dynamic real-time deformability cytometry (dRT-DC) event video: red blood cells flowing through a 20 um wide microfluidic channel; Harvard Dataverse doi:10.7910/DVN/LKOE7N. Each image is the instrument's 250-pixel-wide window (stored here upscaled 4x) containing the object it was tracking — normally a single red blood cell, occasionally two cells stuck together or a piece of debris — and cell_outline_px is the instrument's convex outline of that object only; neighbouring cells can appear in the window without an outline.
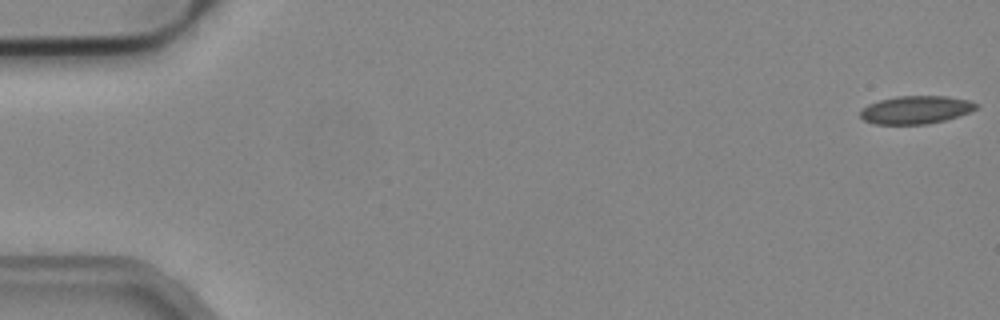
{"species": "common noctule bat (a hibernating species)", "species_latin": "Nyctalus noctula", "temperature_condition": "cold", "stored_images_in_passage": 33, "camera_frame_rate_fps": 3000, "um_per_image_px": 0.085, "animal": {"sex": "male", "body_mass_g": 19.2, "forearm_length_mm": 51.8}, "frame": {"image": 1, "passage_image": 1, "time_ms": 0.0, "image_size_px": [1000, 320], "cell_outline_px": [[980, 104], [976, 108], [968, 112], [944, 120], [928, 124], [872, 124], [864, 120], [860, 116], [860, 112], [868, 104], [880, 100], [896, 96], [948, 96], [968, 100]], "centroid_in_image_um": [77.83, 9.33], "position_along_channel_um": 7.2, "area_um2": 18.79}}
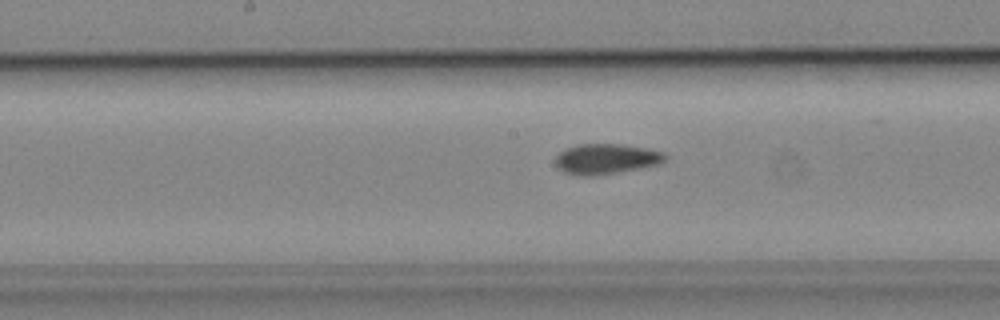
{"frame": {"image": 2, "passage_image": 27, "time_ms": 8.667, "image_size_px": [1000, 320], "cell_outline_px": [[668, 156], [664, 160], [656, 164], [616, 172], [592, 176], [584, 176], [564, 172], [556, 164], [556, 156], [564, 148], [576, 144], [620, 144], [648, 148], [664, 152]], "centroid_in_image_um": [51.49, 13.48], "position_along_channel_um": 196.7, "area_um2": 19.13}}
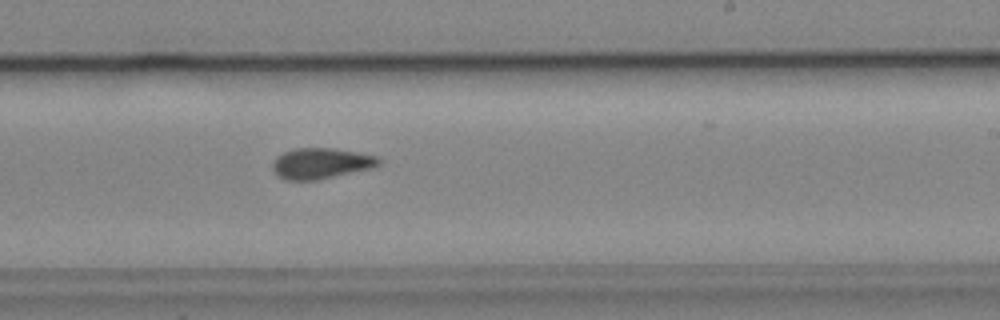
{"frame": {"image": 3, "passage_image": 32, "time_ms": 10.333, "image_size_px": [1000, 320], "cell_outline_px": [[380, 164], [372, 168], [316, 180], [284, 180], [276, 176], [272, 168], [272, 160], [276, 156], [292, 148], [332, 148], [356, 152], [376, 156], [380, 160]], "centroid_in_image_um": [27.21, 13.89], "position_along_channel_um": 261.8, "area_um2": 19.13}}